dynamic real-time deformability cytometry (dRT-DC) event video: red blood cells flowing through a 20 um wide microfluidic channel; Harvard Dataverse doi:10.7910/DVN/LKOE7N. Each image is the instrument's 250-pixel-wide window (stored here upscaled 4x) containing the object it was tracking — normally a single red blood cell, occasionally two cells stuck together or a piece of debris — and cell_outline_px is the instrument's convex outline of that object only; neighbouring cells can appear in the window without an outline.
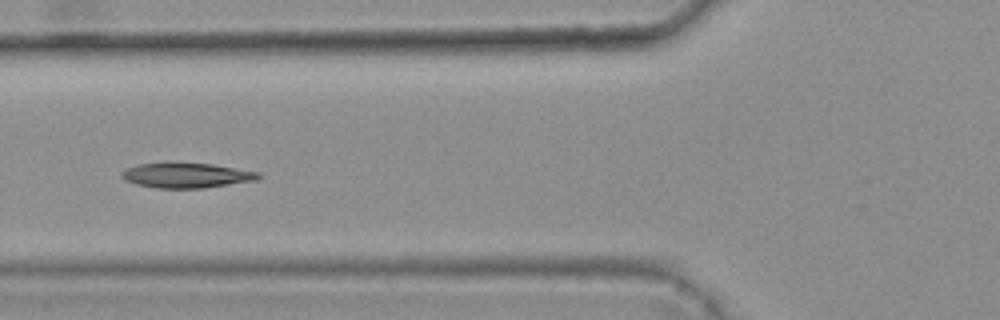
{"species": "common noctule bat (a hibernating species)", "species_latin": "Nyctalus noctula", "temperature_condition": "warm", "stored_images_in_passage": 45, "camera_frame_rate_fps": 3000, "um_per_image_px": 0.085, "animal": {"sex": "female", "body_mass_g": 25.1}, "frame": {"image": 1, "passage_image": 20, "time_ms": 6.333, "image_size_px": [1000, 320], "cell_outline_px": [[264, 176], [256, 180], [204, 188], [156, 188], [136, 184], [124, 180], [120, 176], [120, 172], [128, 168], [140, 164], [212, 164], [260, 172]], "centroid_in_image_um": [15.88, 14.93], "position_along_channel_um": 109.9, "area_um2": 19.59}, "authors_computed_cell_mechanics": {"area_um2": 20.23, "velocity_mm_per_s": 3.7661, "shape_relaxation_time_tau1_ms": 6.8138, "shape_relaxation_time_tau2_ms": 10.1378, "deformation_change_tau1": 0.195, "deformation_change_tau2": 0.0752}}